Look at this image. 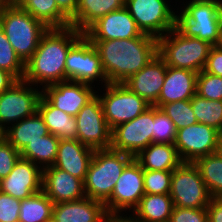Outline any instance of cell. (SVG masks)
Listing matches in <instances>:
<instances>
[{
  "mask_svg": "<svg viewBox=\"0 0 222 222\" xmlns=\"http://www.w3.org/2000/svg\"><path fill=\"white\" fill-rule=\"evenodd\" d=\"M177 2L175 28L184 36L195 37L217 46L222 33V0Z\"/></svg>",
  "mask_w": 222,
  "mask_h": 222,
  "instance_id": "3957f363",
  "label": "cell"
},
{
  "mask_svg": "<svg viewBox=\"0 0 222 222\" xmlns=\"http://www.w3.org/2000/svg\"><path fill=\"white\" fill-rule=\"evenodd\" d=\"M203 70L212 75L222 77V50L219 47L213 46L211 48Z\"/></svg>",
  "mask_w": 222,
  "mask_h": 222,
  "instance_id": "b9f144b4",
  "label": "cell"
},
{
  "mask_svg": "<svg viewBox=\"0 0 222 222\" xmlns=\"http://www.w3.org/2000/svg\"><path fill=\"white\" fill-rule=\"evenodd\" d=\"M160 108L173 121L177 130L198 123L191 107V99L163 104Z\"/></svg>",
  "mask_w": 222,
  "mask_h": 222,
  "instance_id": "e575fe53",
  "label": "cell"
},
{
  "mask_svg": "<svg viewBox=\"0 0 222 222\" xmlns=\"http://www.w3.org/2000/svg\"><path fill=\"white\" fill-rule=\"evenodd\" d=\"M166 68L165 61L157 54L138 73L131 75L123 84L151 106L157 107V100L166 76Z\"/></svg>",
  "mask_w": 222,
  "mask_h": 222,
  "instance_id": "ffe728a7",
  "label": "cell"
},
{
  "mask_svg": "<svg viewBox=\"0 0 222 222\" xmlns=\"http://www.w3.org/2000/svg\"><path fill=\"white\" fill-rule=\"evenodd\" d=\"M17 79L8 71L0 69V94L8 90Z\"/></svg>",
  "mask_w": 222,
  "mask_h": 222,
  "instance_id": "bcb514c9",
  "label": "cell"
},
{
  "mask_svg": "<svg viewBox=\"0 0 222 222\" xmlns=\"http://www.w3.org/2000/svg\"><path fill=\"white\" fill-rule=\"evenodd\" d=\"M152 131V143H175L177 133L175 124L161 108L155 106Z\"/></svg>",
  "mask_w": 222,
  "mask_h": 222,
  "instance_id": "d590c367",
  "label": "cell"
},
{
  "mask_svg": "<svg viewBox=\"0 0 222 222\" xmlns=\"http://www.w3.org/2000/svg\"><path fill=\"white\" fill-rule=\"evenodd\" d=\"M191 107L197 122L214 127L222 133V100H209L195 94Z\"/></svg>",
  "mask_w": 222,
  "mask_h": 222,
  "instance_id": "d6a6232c",
  "label": "cell"
},
{
  "mask_svg": "<svg viewBox=\"0 0 222 222\" xmlns=\"http://www.w3.org/2000/svg\"><path fill=\"white\" fill-rule=\"evenodd\" d=\"M0 27L24 63L35 53L43 34L49 29L14 1H7L0 9Z\"/></svg>",
  "mask_w": 222,
  "mask_h": 222,
  "instance_id": "277c9868",
  "label": "cell"
},
{
  "mask_svg": "<svg viewBox=\"0 0 222 222\" xmlns=\"http://www.w3.org/2000/svg\"><path fill=\"white\" fill-rule=\"evenodd\" d=\"M14 2L48 28L70 26V19L59 9L56 0H15Z\"/></svg>",
  "mask_w": 222,
  "mask_h": 222,
  "instance_id": "f1b7e54d",
  "label": "cell"
},
{
  "mask_svg": "<svg viewBox=\"0 0 222 222\" xmlns=\"http://www.w3.org/2000/svg\"><path fill=\"white\" fill-rule=\"evenodd\" d=\"M77 121V139L94 149H109L111 132L104 117L101 101L96 95L75 116Z\"/></svg>",
  "mask_w": 222,
  "mask_h": 222,
  "instance_id": "4fadbf2b",
  "label": "cell"
},
{
  "mask_svg": "<svg viewBox=\"0 0 222 222\" xmlns=\"http://www.w3.org/2000/svg\"><path fill=\"white\" fill-rule=\"evenodd\" d=\"M194 164L197 166L210 196L222 198V157L213 153L197 159Z\"/></svg>",
  "mask_w": 222,
  "mask_h": 222,
  "instance_id": "4dcf8cb0",
  "label": "cell"
},
{
  "mask_svg": "<svg viewBox=\"0 0 222 222\" xmlns=\"http://www.w3.org/2000/svg\"><path fill=\"white\" fill-rule=\"evenodd\" d=\"M106 212L103 202L84 197L54 204L52 217L57 222H101Z\"/></svg>",
  "mask_w": 222,
  "mask_h": 222,
  "instance_id": "603a6c76",
  "label": "cell"
},
{
  "mask_svg": "<svg viewBox=\"0 0 222 222\" xmlns=\"http://www.w3.org/2000/svg\"><path fill=\"white\" fill-rule=\"evenodd\" d=\"M217 47H219L222 50V33H221V36H220L219 43L217 44Z\"/></svg>",
  "mask_w": 222,
  "mask_h": 222,
  "instance_id": "c3c4849f",
  "label": "cell"
},
{
  "mask_svg": "<svg viewBox=\"0 0 222 222\" xmlns=\"http://www.w3.org/2000/svg\"><path fill=\"white\" fill-rule=\"evenodd\" d=\"M101 222H141V221L132 212L107 211L104 214Z\"/></svg>",
  "mask_w": 222,
  "mask_h": 222,
  "instance_id": "ee69618b",
  "label": "cell"
},
{
  "mask_svg": "<svg viewBox=\"0 0 222 222\" xmlns=\"http://www.w3.org/2000/svg\"><path fill=\"white\" fill-rule=\"evenodd\" d=\"M133 159L134 156L111 148L95 150L84 181L86 197L104 203L111 196L124 168Z\"/></svg>",
  "mask_w": 222,
  "mask_h": 222,
  "instance_id": "5b68a950",
  "label": "cell"
},
{
  "mask_svg": "<svg viewBox=\"0 0 222 222\" xmlns=\"http://www.w3.org/2000/svg\"><path fill=\"white\" fill-rule=\"evenodd\" d=\"M90 42L100 55L108 83H123L158 54L157 38L147 34L130 39Z\"/></svg>",
  "mask_w": 222,
  "mask_h": 222,
  "instance_id": "7a4b0ae2",
  "label": "cell"
},
{
  "mask_svg": "<svg viewBox=\"0 0 222 222\" xmlns=\"http://www.w3.org/2000/svg\"><path fill=\"white\" fill-rule=\"evenodd\" d=\"M221 132L214 127L197 123L177 130L174 146L183 162L216 153Z\"/></svg>",
  "mask_w": 222,
  "mask_h": 222,
  "instance_id": "9a60e30c",
  "label": "cell"
},
{
  "mask_svg": "<svg viewBox=\"0 0 222 222\" xmlns=\"http://www.w3.org/2000/svg\"><path fill=\"white\" fill-rule=\"evenodd\" d=\"M171 1L125 0V7L143 34L158 39L175 28L177 0Z\"/></svg>",
  "mask_w": 222,
  "mask_h": 222,
  "instance_id": "9c48e42d",
  "label": "cell"
},
{
  "mask_svg": "<svg viewBox=\"0 0 222 222\" xmlns=\"http://www.w3.org/2000/svg\"><path fill=\"white\" fill-rule=\"evenodd\" d=\"M196 94L209 100H222V77L202 70L197 74Z\"/></svg>",
  "mask_w": 222,
  "mask_h": 222,
  "instance_id": "74e56055",
  "label": "cell"
},
{
  "mask_svg": "<svg viewBox=\"0 0 222 222\" xmlns=\"http://www.w3.org/2000/svg\"><path fill=\"white\" fill-rule=\"evenodd\" d=\"M83 34L73 26L49 28L25 63L23 80L41 89L66 81L65 62L69 49Z\"/></svg>",
  "mask_w": 222,
  "mask_h": 222,
  "instance_id": "6da1fadb",
  "label": "cell"
},
{
  "mask_svg": "<svg viewBox=\"0 0 222 222\" xmlns=\"http://www.w3.org/2000/svg\"><path fill=\"white\" fill-rule=\"evenodd\" d=\"M169 222H208L207 208L173 207Z\"/></svg>",
  "mask_w": 222,
  "mask_h": 222,
  "instance_id": "ab89813d",
  "label": "cell"
},
{
  "mask_svg": "<svg viewBox=\"0 0 222 222\" xmlns=\"http://www.w3.org/2000/svg\"><path fill=\"white\" fill-rule=\"evenodd\" d=\"M145 194L143 168L133 159L118 178L111 196L104 202L108 212H132Z\"/></svg>",
  "mask_w": 222,
  "mask_h": 222,
  "instance_id": "5bb4252c",
  "label": "cell"
},
{
  "mask_svg": "<svg viewBox=\"0 0 222 222\" xmlns=\"http://www.w3.org/2000/svg\"><path fill=\"white\" fill-rule=\"evenodd\" d=\"M7 2V0H0V9L2 8V6Z\"/></svg>",
  "mask_w": 222,
  "mask_h": 222,
  "instance_id": "681fc988",
  "label": "cell"
},
{
  "mask_svg": "<svg viewBox=\"0 0 222 222\" xmlns=\"http://www.w3.org/2000/svg\"><path fill=\"white\" fill-rule=\"evenodd\" d=\"M197 72L167 66L157 107L180 100H190L196 94Z\"/></svg>",
  "mask_w": 222,
  "mask_h": 222,
  "instance_id": "7402d4cb",
  "label": "cell"
},
{
  "mask_svg": "<svg viewBox=\"0 0 222 222\" xmlns=\"http://www.w3.org/2000/svg\"><path fill=\"white\" fill-rule=\"evenodd\" d=\"M216 153L222 157V133L219 136Z\"/></svg>",
  "mask_w": 222,
  "mask_h": 222,
  "instance_id": "7dc6e473",
  "label": "cell"
},
{
  "mask_svg": "<svg viewBox=\"0 0 222 222\" xmlns=\"http://www.w3.org/2000/svg\"><path fill=\"white\" fill-rule=\"evenodd\" d=\"M0 191L19 200L42 191V169L20 157L9 175L0 180Z\"/></svg>",
  "mask_w": 222,
  "mask_h": 222,
  "instance_id": "ac0fdd59",
  "label": "cell"
},
{
  "mask_svg": "<svg viewBox=\"0 0 222 222\" xmlns=\"http://www.w3.org/2000/svg\"><path fill=\"white\" fill-rule=\"evenodd\" d=\"M50 134L38 111L33 115L10 125L1 135L19 152L29 143Z\"/></svg>",
  "mask_w": 222,
  "mask_h": 222,
  "instance_id": "d4e9b609",
  "label": "cell"
},
{
  "mask_svg": "<svg viewBox=\"0 0 222 222\" xmlns=\"http://www.w3.org/2000/svg\"><path fill=\"white\" fill-rule=\"evenodd\" d=\"M20 157V152L0 134V180L9 175Z\"/></svg>",
  "mask_w": 222,
  "mask_h": 222,
  "instance_id": "f35d334b",
  "label": "cell"
},
{
  "mask_svg": "<svg viewBox=\"0 0 222 222\" xmlns=\"http://www.w3.org/2000/svg\"><path fill=\"white\" fill-rule=\"evenodd\" d=\"M94 149L77 140H59L54 167L85 181Z\"/></svg>",
  "mask_w": 222,
  "mask_h": 222,
  "instance_id": "44dd1931",
  "label": "cell"
},
{
  "mask_svg": "<svg viewBox=\"0 0 222 222\" xmlns=\"http://www.w3.org/2000/svg\"><path fill=\"white\" fill-rule=\"evenodd\" d=\"M42 191L54 204L86 197L84 181L54 166L42 170Z\"/></svg>",
  "mask_w": 222,
  "mask_h": 222,
  "instance_id": "d6986e66",
  "label": "cell"
},
{
  "mask_svg": "<svg viewBox=\"0 0 222 222\" xmlns=\"http://www.w3.org/2000/svg\"><path fill=\"white\" fill-rule=\"evenodd\" d=\"M90 41H103L114 39H130L143 35L128 9L112 11L99 18L85 32Z\"/></svg>",
  "mask_w": 222,
  "mask_h": 222,
  "instance_id": "e0dca14e",
  "label": "cell"
},
{
  "mask_svg": "<svg viewBox=\"0 0 222 222\" xmlns=\"http://www.w3.org/2000/svg\"><path fill=\"white\" fill-rule=\"evenodd\" d=\"M96 91L93 86L67 80L45 86L42 96L55 108L75 117L96 96Z\"/></svg>",
  "mask_w": 222,
  "mask_h": 222,
  "instance_id": "2e32d148",
  "label": "cell"
},
{
  "mask_svg": "<svg viewBox=\"0 0 222 222\" xmlns=\"http://www.w3.org/2000/svg\"><path fill=\"white\" fill-rule=\"evenodd\" d=\"M20 202L0 191V222H19Z\"/></svg>",
  "mask_w": 222,
  "mask_h": 222,
  "instance_id": "60d3db41",
  "label": "cell"
},
{
  "mask_svg": "<svg viewBox=\"0 0 222 222\" xmlns=\"http://www.w3.org/2000/svg\"><path fill=\"white\" fill-rule=\"evenodd\" d=\"M134 159L143 170L173 171L183 162L177 148L170 143H151L134 156Z\"/></svg>",
  "mask_w": 222,
  "mask_h": 222,
  "instance_id": "cb8c5ba5",
  "label": "cell"
},
{
  "mask_svg": "<svg viewBox=\"0 0 222 222\" xmlns=\"http://www.w3.org/2000/svg\"><path fill=\"white\" fill-rule=\"evenodd\" d=\"M37 111L42 116L49 133L60 140H77L76 118L52 106L42 95Z\"/></svg>",
  "mask_w": 222,
  "mask_h": 222,
  "instance_id": "484cf974",
  "label": "cell"
},
{
  "mask_svg": "<svg viewBox=\"0 0 222 222\" xmlns=\"http://www.w3.org/2000/svg\"><path fill=\"white\" fill-rule=\"evenodd\" d=\"M104 117L109 127L128 122L144 113L151 105L123 83H108L97 89Z\"/></svg>",
  "mask_w": 222,
  "mask_h": 222,
  "instance_id": "52a82bcc",
  "label": "cell"
},
{
  "mask_svg": "<svg viewBox=\"0 0 222 222\" xmlns=\"http://www.w3.org/2000/svg\"><path fill=\"white\" fill-rule=\"evenodd\" d=\"M65 70L66 81L81 82L96 89L108 84L100 55L84 34L70 47Z\"/></svg>",
  "mask_w": 222,
  "mask_h": 222,
  "instance_id": "ba28073f",
  "label": "cell"
},
{
  "mask_svg": "<svg viewBox=\"0 0 222 222\" xmlns=\"http://www.w3.org/2000/svg\"><path fill=\"white\" fill-rule=\"evenodd\" d=\"M54 203L43 192L20 202L19 222H46L52 217Z\"/></svg>",
  "mask_w": 222,
  "mask_h": 222,
  "instance_id": "1f68e13d",
  "label": "cell"
},
{
  "mask_svg": "<svg viewBox=\"0 0 222 222\" xmlns=\"http://www.w3.org/2000/svg\"><path fill=\"white\" fill-rule=\"evenodd\" d=\"M42 89L17 80L0 94V134L10 125L23 120L37 111Z\"/></svg>",
  "mask_w": 222,
  "mask_h": 222,
  "instance_id": "8fae6325",
  "label": "cell"
},
{
  "mask_svg": "<svg viewBox=\"0 0 222 222\" xmlns=\"http://www.w3.org/2000/svg\"><path fill=\"white\" fill-rule=\"evenodd\" d=\"M0 69L8 71L17 80H23L25 63L16 54L12 45L0 27Z\"/></svg>",
  "mask_w": 222,
  "mask_h": 222,
  "instance_id": "836d02e7",
  "label": "cell"
},
{
  "mask_svg": "<svg viewBox=\"0 0 222 222\" xmlns=\"http://www.w3.org/2000/svg\"><path fill=\"white\" fill-rule=\"evenodd\" d=\"M59 9L70 19L76 12L78 0H56Z\"/></svg>",
  "mask_w": 222,
  "mask_h": 222,
  "instance_id": "f6af8a7d",
  "label": "cell"
},
{
  "mask_svg": "<svg viewBox=\"0 0 222 222\" xmlns=\"http://www.w3.org/2000/svg\"><path fill=\"white\" fill-rule=\"evenodd\" d=\"M169 194H144L132 213L141 222H169L173 210Z\"/></svg>",
  "mask_w": 222,
  "mask_h": 222,
  "instance_id": "83f0119b",
  "label": "cell"
},
{
  "mask_svg": "<svg viewBox=\"0 0 222 222\" xmlns=\"http://www.w3.org/2000/svg\"><path fill=\"white\" fill-rule=\"evenodd\" d=\"M124 6L125 0H78L77 10L70 18V26L84 33L99 18Z\"/></svg>",
  "mask_w": 222,
  "mask_h": 222,
  "instance_id": "4316f807",
  "label": "cell"
},
{
  "mask_svg": "<svg viewBox=\"0 0 222 222\" xmlns=\"http://www.w3.org/2000/svg\"><path fill=\"white\" fill-rule=\"evenodd\" d=\"M154 106L131 121L121 123L111 132L110 148L136 156L152 143Z\"/></svg>",
  "mask_w": 222,
  "mask_h": 222,
  "instance_id": "7c38bea8",
  "label": "cell"
},
{
  "mask_svg": "<svg viewBox=\"0 0 222 222\" xmlns=\"http://www.w3.org/2000/svg\"><path fill=\"white\" fill-rule=\"evenodd\" d=\"M206 208L208 222H222V198L212 197Z\"/></svg>",
  "mask_w": 222,
  "mask_h": 222,
  "instance_id": "7bdbcfd3",
  "label": "cell"
},
{
  "mask_svg": "<svg viewBox=\"0 0 222 222\" xmlns=\"http://www.w3.org/2000/svg\"><path fill=\"white\" fill-rule=\"evenodd\" d=\"M170 197L180 208H204L212 198L197 166L182 162L172 171Z\"/></svg>",
  "mask_w": 222,
  "mask_h": 222,
  "instance_id": "30bf717a",
  "label": "cell"
},
{
  "mask_svg": "<svg viewBox=\"0 0 222 222\" xmlns=\"http://www.w3.org/2000/svg\"><path fill=\"white\" fill-rule=\"evenodd\" d=\"M158 55L169 67L201 72L213 45L195 37L182 35L176 28L159 37Z\"/></svg>",
  "mask_w": 222,
  "mask_h": 222,
  "instance_id": "8992f818",
  "label": "cell"
},
{
  "mask_svg": "<svg viewBox=\"0 0 222 222\" xmlns=\"http://www.w3.org/2000/svg\"><path fill=\"white\" fill-rule=\"evenodd\" d=\"M46 222H57L53 217H51L50 219H48Z\"/></svg>",
  "mask_w": 222,
  "mask_h": 222,
  "instance_id": "f907efd6",
  "label": "cell"
},
{
  "mask_svg": "<svg viewBox=\"0 0 222 222\" xmlns=\"http://www.w3.org/2000/svg\"><path fill=\"white\" fill-rule=\"evenodd\" d=\"M59 140V138L51 133L42 136L36 141L29 142L20 152V155L22 158L30 160L38 165L43 170L44 168L54 165Z\"/></svg>",
  "mask_w": 222,
  "mask_h": 222,
  "instance_id": "f546056e",
  "label": "cell"
},
{
  "mask_svg": "<svg viewBox=\"0 0 222 222\" xmlns=\"http://www.w3.org/2000/svg\"><path fill=\"white\" fill-rule=\"evenodd\" d=\"M146 194H170L172 171L143 170Z\"/></svg>",
  "mask_w": 222,
  "mask_h": 222,
  "instance_id": "8d00e7d4",
  "label": "cell"
}]
</instances>
